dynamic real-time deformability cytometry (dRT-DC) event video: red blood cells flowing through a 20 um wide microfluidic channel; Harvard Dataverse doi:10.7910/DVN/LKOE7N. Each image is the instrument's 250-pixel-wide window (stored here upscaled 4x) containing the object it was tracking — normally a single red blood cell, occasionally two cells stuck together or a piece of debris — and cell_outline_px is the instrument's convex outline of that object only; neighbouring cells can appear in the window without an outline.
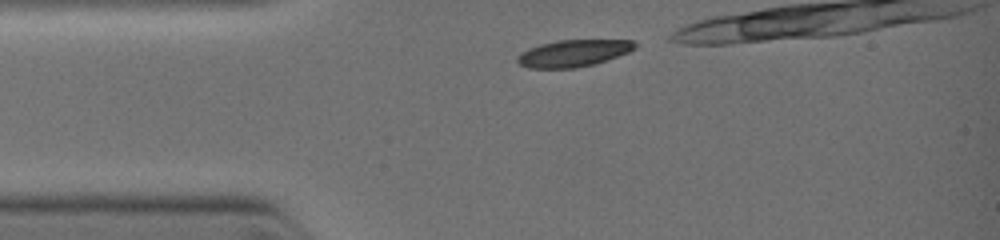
{"species": "common noctule bat (a hibernating species)", "species_latin": "Nyctalus noctula", "temperature_condition": "warm", "stored_images_in_passage": 9, "camera_frame_rate_fps": 3000, "um_per_image_px": 0.085, "animal": {"sex": "female", "body_mass_g": 19.0, "forearm_length_mm": 51.5}, "frame": {"image": 1, "passage_image": 1, "time_ms": 0.0, "image_size_px": [1000, 240], "cell_outline_px": [[636, 44], [628, 52], [592, 64], [576, 68], [528, 68], [520, 64], [516, 60], [516, 56], [540, 44], [560, 40], [632, 40]], "centroid_in_image_um": [48.69, 4.53], "position_along_channel_um": 36.3, "area_um2": 17.92}}
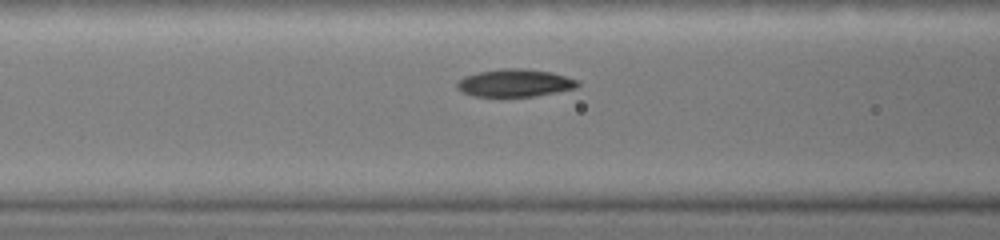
{"frame": {"image": 2, "passage_image": 7, "time_ms": 2.0, "image_size_px": [1000, 240], "cell_outline_px": [[580, 84], [576, 88], [532, 96], [472, 96], [456, 88], [456, 84], [464, 76], [480, 72], [504, 68], [524, 68], [552, 72], [576, 80]], "centroid_in_image_um": [43.75, 7.04], "position_along_channel_um": 122.9, "area_um2": 19.13}}